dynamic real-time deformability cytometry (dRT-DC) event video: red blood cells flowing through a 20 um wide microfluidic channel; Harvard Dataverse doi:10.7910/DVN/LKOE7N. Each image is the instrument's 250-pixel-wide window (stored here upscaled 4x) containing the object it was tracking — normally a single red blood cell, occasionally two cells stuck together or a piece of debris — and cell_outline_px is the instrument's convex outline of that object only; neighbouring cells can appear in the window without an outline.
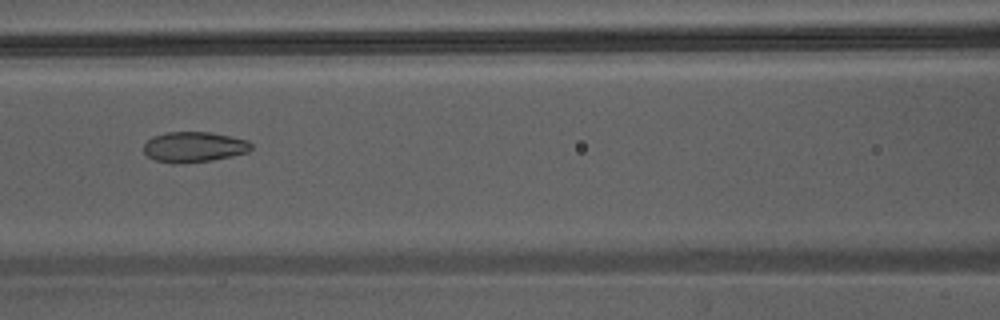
{"species": "Egyptian fruit bat (a non-hibernating species)", "species_latin": "Rousettus aegyptiacus", "temperature_condition": "warm", "stored_images_in_passage": 32, "camera_frame_rate_fps": 3000, "um_per_image_px": 0.085, "animal": {"sex": "male"}, "frame": {"image": 1, "passage_image": 8, "time_ms": 2.333, "image_size_px": [1000, 320], "cell_outline_px": [[252, 148], [248, 152], [232, 156], [212, 160], [176, 164], [156, 160], [148, 156], [144, 152], [144, 144], [152, 136], [168, 132], [212, 132], [232, 136], [248, 140], [252, 144]], "centroid_in_image_um": [16.51, 12.48], "position_along_channel_um": 150.1, "area_um2": 19.13}}
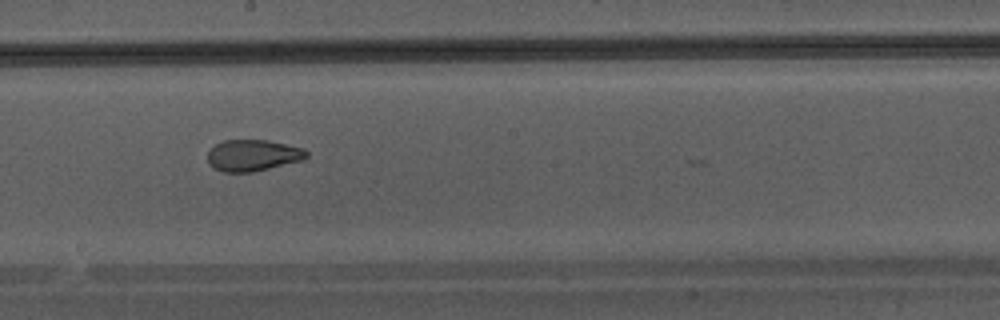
{"frame": {"image": 2, "passage_image": 13, "time_ms": 4.0, "image_size_px": [1000, 320], "cell_outline_px": [[308, 156], [304, 160], [252, 172], [224, 172], [208, 164], [208, 152], [216, 144], [224, 140], [268, 140], [304, 148], [308, 152]], "centroid_in_image_um": [21.52, 13.2], "position_along_channel_um": 226.7, "area_um2": 18.09}}
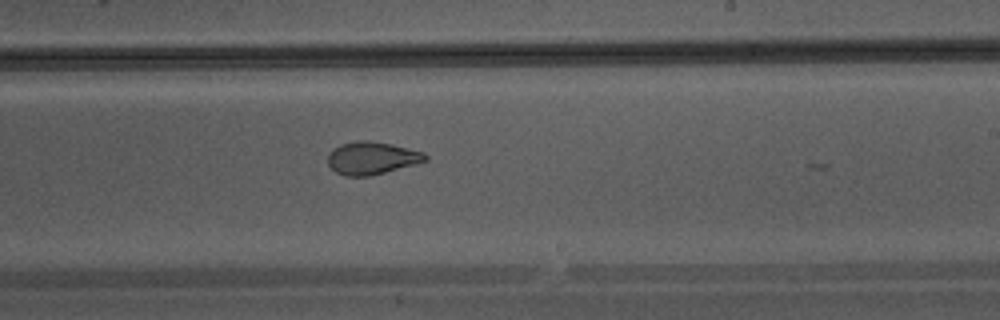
{"frame": {"image": 3, "passage_image": 15, "time_ms": 4.667, "image_size_px": [1000, 320], "cell_outline_px": [[428, 160], [384, 172], [368, 176], [348, 176], [336, 172], [328, 164], [328, 152], [340, 144], [356, 140], [368, 140], [392, 144], [424, 152], [428, 156]], "centroid_in_image_um": [31.59, 13.41], "position_along_channel_um": 257.4, "area_um2": 18.44}}